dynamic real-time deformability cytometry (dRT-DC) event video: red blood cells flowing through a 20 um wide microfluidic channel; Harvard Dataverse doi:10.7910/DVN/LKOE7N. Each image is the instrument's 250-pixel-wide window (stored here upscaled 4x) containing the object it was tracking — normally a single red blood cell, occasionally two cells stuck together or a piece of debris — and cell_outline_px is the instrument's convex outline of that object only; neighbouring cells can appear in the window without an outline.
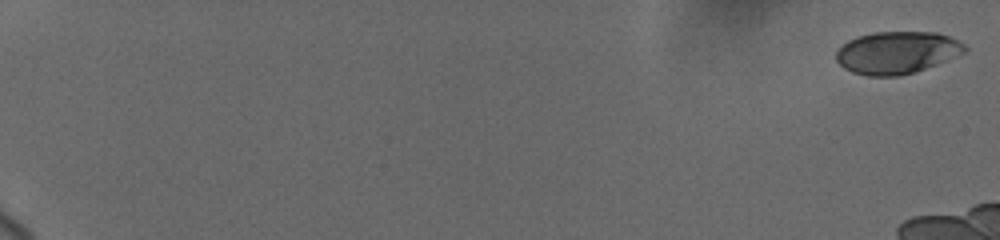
{"species": "human", "species_latin": "Homo sapiens", "temperature_condition": "cold", "stored_images_in_passage": 15, "camera_frame_rate_fps": 3000, "um_per_image_px": 0.085, "donor": {"sex": "female"}, "frame": {"image": 1, "passage_image": 1, "time_ms": 0.0, "image_size_px": [1000, 240], "cell_outline_px": [[968, 48], [964, 52], [936, 64], [900, 76], [868, 76], [852, 72], [844, 68], [836, 60], [836, 52], [848, 40], [856, 36], [872, 32], [936, 32], [948, 36], [964, 44]], "centroid_in_image_um": [76.2, 4.46], "position_along_channel_um": 8.8, "area_um2": 31.44}}